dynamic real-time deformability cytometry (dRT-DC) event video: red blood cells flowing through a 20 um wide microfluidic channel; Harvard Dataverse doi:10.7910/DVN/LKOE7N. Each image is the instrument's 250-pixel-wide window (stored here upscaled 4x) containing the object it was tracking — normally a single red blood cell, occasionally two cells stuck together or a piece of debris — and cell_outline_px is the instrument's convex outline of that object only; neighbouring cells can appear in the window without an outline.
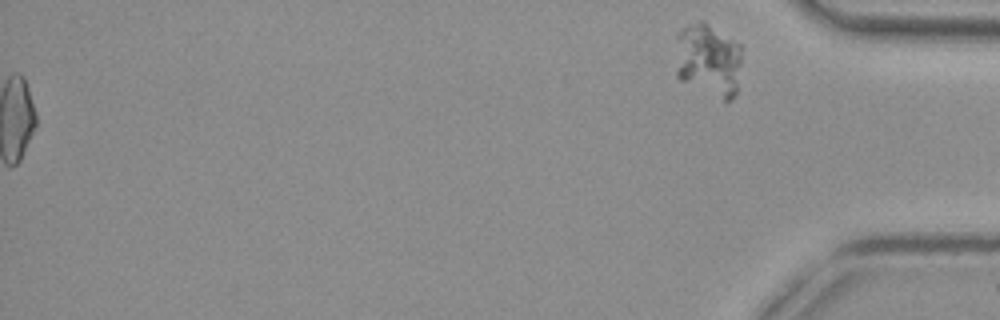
{"species": "common noctule bat (a hibernating species)", "species_latin": "Nyctalus noctula", "temperature_condition": "cold", "stored_images_in_passage": 39, "segment_of_instrument_passage": [2, 2], "camera_frame_rate_fps": 3000, "um_per_image_px": 0.085, "animal": {"sex": "female", "body_mass_g": 29.2, "forearm_length_mm": 56.3}, "frame": {"image": 1, "passage_image": 39, "time_ms": 12.667, "image_size_px": [1000, 320], "cell_outline_px": [[740, 64], [736, 92], [732, 100], [724, 100], [680, 80], [676, 76], [676, 36], [684, 28], [700, 20], [704, 20], [740, 44]], "centroid_in_image_um": [60.2, 5.08], "position_along_channel_um": 375.0, "area_um2": 28.15}}